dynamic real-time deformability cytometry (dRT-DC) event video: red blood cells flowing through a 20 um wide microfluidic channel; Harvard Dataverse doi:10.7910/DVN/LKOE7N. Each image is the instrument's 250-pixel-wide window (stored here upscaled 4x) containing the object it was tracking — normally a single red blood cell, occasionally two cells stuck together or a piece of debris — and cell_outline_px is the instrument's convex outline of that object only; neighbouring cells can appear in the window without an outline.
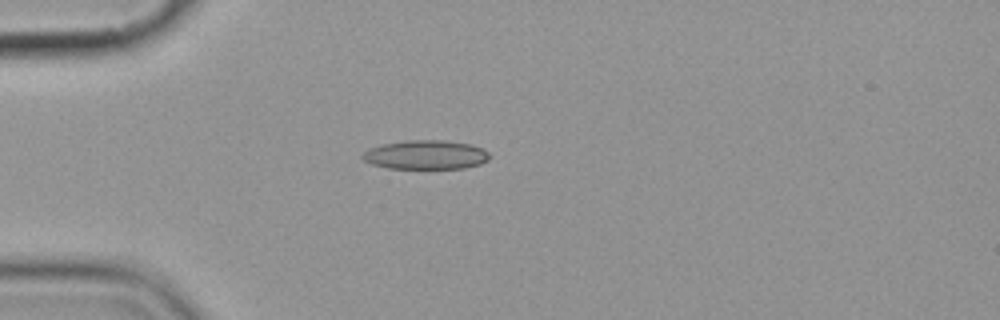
{"species": "common noctule bat (a hibernating species)", "species_latin": "Nyctalus noctula", "temperature_condition": "cold", "stored_images_in_passage": 6, "camera_frame_rate_fps": 3000, "um_per_image_px": 0.085, "animal": {"sex": "female", "body_mass_g": 19.9}, "frame": {"image": 1, "passage_image": 1, "time_ms": 0.0, "image_size_px": [1000, 320], "cell_outline_px": [[488, 160], [480, 164], [464, 168], [388, 168], [372, 164], [364, 160], [360, 156], [364, 152], [372, 148], [384, 144], [408, 140], [444, 140], [472, 144], [484, 148], [488, 152]], "centroid_in_image_um": [36.23, 13.15], "position_along_channel_um": 48.8, "area_um2": 21.39}}
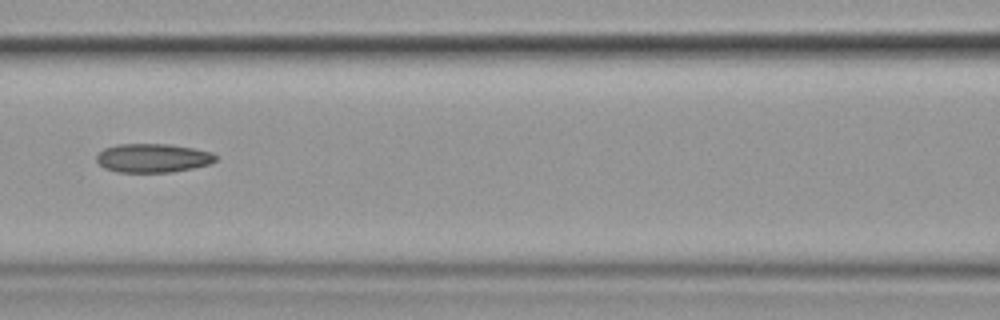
{"frame": {"image": 2, "passage_image": 4, "time_ms": 3.333, "image_size_px": [1000, 320], "cell_outline_px": [[216, 160], [208, 164], [192, 168], [172, 172], [116, 172], [104, 168], [96, 160], [96, 156], [104, 148], [120, 144], [168, 144], [192, 148], [212, 152], [216, 156]], "centroid_in_image_um": [12.97, 13.43], "position_along_channel_um": 153.6, "area_um2": 19.88}}
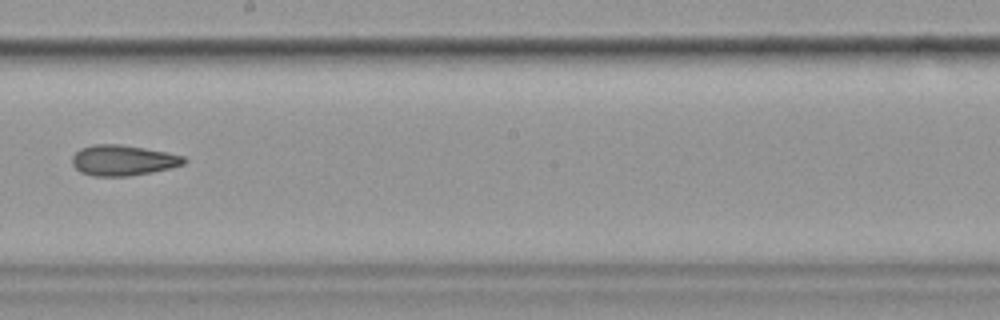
{"frame": {"image": 3, "passage_image": 6, "time_ms": 5.667, "image_size_px": [1000, 320], "cell_outline_px": [[188, 160], [184, 164], [172, 168], [152, 172], [128, 176], [92, 176], [80, 172], [72, 164], [72, 156], [80, 148], [92, 144], [120, 144], [168, 152], [184, 156]], "centroid_in_image_um": [10.46, 13.62], "position_along_channel_um": 237.7, "area_um2": 20.11}}